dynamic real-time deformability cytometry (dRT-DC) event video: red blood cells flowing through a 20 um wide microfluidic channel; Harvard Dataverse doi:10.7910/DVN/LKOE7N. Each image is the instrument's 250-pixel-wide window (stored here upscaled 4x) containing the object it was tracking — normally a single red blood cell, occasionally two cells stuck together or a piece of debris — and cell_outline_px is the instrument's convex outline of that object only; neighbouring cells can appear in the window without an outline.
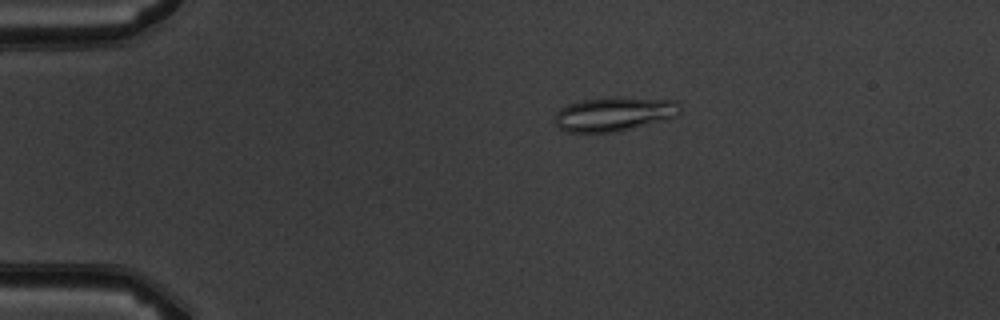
{"species": "common noctule bat (a hibernating species)", "species_latin": "Nyctalus noctula", "temperature_condition": "warm", "stored_images_in_passage": 3, "camera_frame_rate_fps": 3000, "um_per_image_px": 0.085, "animal": {"sex": "male", "body_mass_g": 19.5, "forearm_length_mm": 54.6}, "frame": {"image": 1, "passage_image": 1, "time_ms": 0.0, "image_size_px": [1000, 320], "cell_outline_px": [[680, 112], [676, 116], [616, 132], [568, 132], [560, 128], [556, 124], [556, 112], [560, 108], [568, 104], [584, 100], [616, 96], [676, 100], [680, 104]], "centroid_in_image_um": [52.21, 9.67], "position_along_channel_um": 32.8, "area_um2": 24.8}}
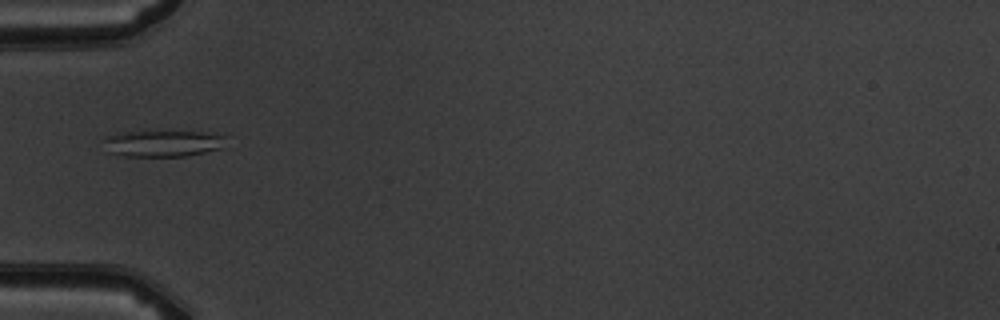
{"frame": {"image": 2, "passage_image": 3, "time_ms": 2.333, "image_size_px": [1000, 320], "cell_outline_px": [[232, 136], [224, 148], [184, 156], [124, 156], [108, 152], [104, 140], [104, 136], [120, 132], [148, 128], [200, 132]], "centroid_in_image_um": [13.89, 12.13], "position_along_channel_um": 71.1, "area_um2": 20.17}}